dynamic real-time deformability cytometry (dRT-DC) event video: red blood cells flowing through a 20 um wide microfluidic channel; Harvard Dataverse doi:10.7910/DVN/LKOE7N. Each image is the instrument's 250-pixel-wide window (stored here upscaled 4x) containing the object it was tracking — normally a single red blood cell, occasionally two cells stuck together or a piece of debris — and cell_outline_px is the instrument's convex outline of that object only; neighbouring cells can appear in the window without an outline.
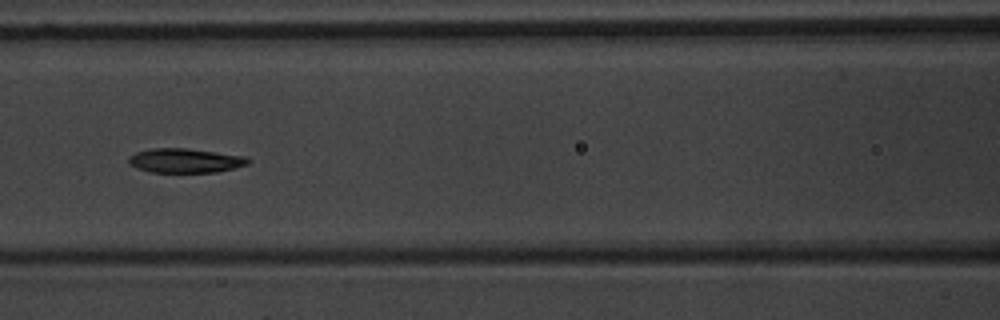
{"species": "common noctule bat (a hibernating species)", "species_latin": "Nyctalus noctula", "temperature_condition": "warm", "stored_images_in_passage": 9, "camera_frame_rate_fps": 3000, "um_per_image_px": 0.085, "animal": {"sex": "male", "body_mass_g": 20.1, "forearm_length_mm": 53.5}, "frame": {"image": 1, "passage_image": 8, "time_ms": 8.0, "image_size_px": [1000, 320], "cell_outline_px": [[252, 160], [248, 164], [236, 168], [216, 172], [152, 172], [136, 168], [128, 164], [128, 156], [136, 152], [152, 148], [188, 148], [244, 156]], "centroid_in_image_um": [15.73, 13.65], "position_along_channel_um": 150.9, "area_um2": 17.05}}
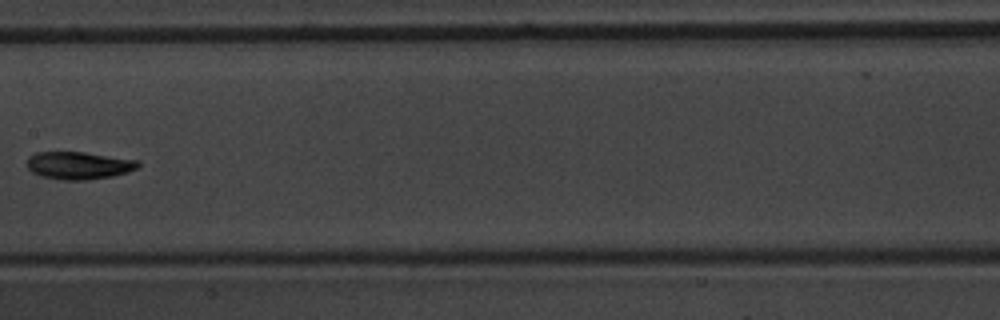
{"frame": {"image": 2, "passage_image": 9, "time_ms": 9.333, "image_size_px": [1000, 320], "cell_outline_px": [[140, 164], [136, 168], [128, 172], [112, 176], [88, 180], [64, 180], [40, 176], [32, 172], [28, 168], [28, 156], [36, 152], [84, 152], [140, 160]], "centroid_in_image_um": [6.71, 14.06], "position_along_channel_um": 200.7, "area_um2": 17.92}}